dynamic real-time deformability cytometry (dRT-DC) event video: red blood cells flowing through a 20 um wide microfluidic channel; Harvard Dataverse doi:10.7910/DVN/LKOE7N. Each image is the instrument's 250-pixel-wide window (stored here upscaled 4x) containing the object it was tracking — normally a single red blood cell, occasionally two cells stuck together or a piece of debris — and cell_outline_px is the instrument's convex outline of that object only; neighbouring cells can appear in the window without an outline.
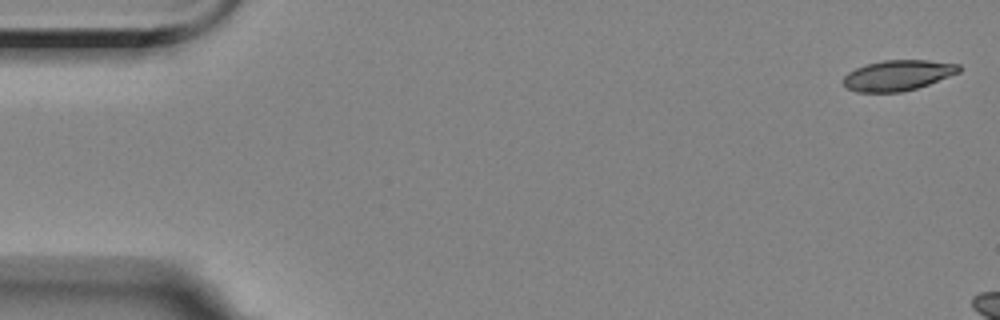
{"species": "Egyptian fruit bat (a non-hibernating species)", "species_latin": "Rousettus aegyptiacus", "temperature_condition": "room temperature", "stored_images_in_passage": 3, "camera_frame_rate_fps": 3000, "um_per_image_px": 0.085, "animal": {"sex": "female"}, "frame": {"image": 1, "passage_image": 1, "time_ms": 0.0, "image_size_px": [1000, 320], "cell_outline_px": [[960, 72], [928, 84], [916, 88], [900, 92], [856, 92], [848, 88], [840, 80], [848, 72], [856, 68], [868, 64], [884, 60], [928, 60], [960, 64]], "centroid_in_image_um": [76.3, 6.4], "position_along_channel_um": 8.7, "area_um2": 20.46}}